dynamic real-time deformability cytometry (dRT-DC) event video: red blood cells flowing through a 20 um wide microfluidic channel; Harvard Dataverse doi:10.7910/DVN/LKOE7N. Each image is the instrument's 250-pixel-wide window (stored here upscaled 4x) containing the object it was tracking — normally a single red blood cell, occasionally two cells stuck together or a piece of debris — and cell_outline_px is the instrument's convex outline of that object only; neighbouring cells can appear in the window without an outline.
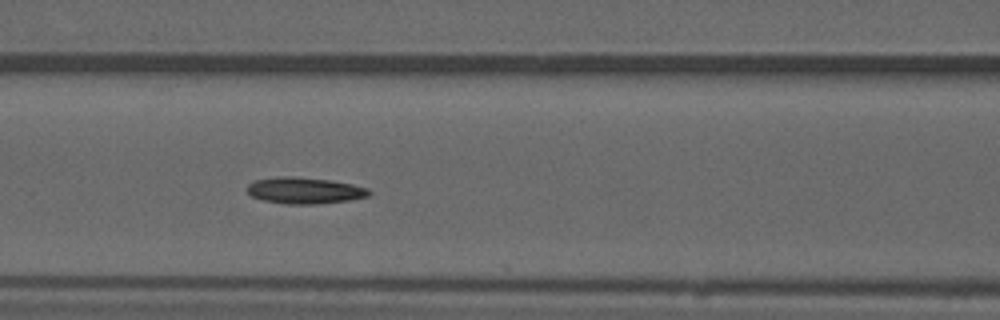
{"species": "common noctule bat (a hibernating species)", "species_latin": "Nyctalus noctula", "temperature_condition": "warm", "stored_images_in_passage": 35, "camera_frame_rate_fps": 3000, "um_per_image_px": 0.085, "animal": {"sex": "male", "forearm_length_mm": 52.5}, "frame": {"image": 1, "passage_image": 11, "time_ms": 3.333, "image_size_px": [1000, 320], "cell_outline_px": [[372, 192], [368, 196], [352, 200], [316, 204], [288, 204], [264, 200], [252, 196], [248, 192], [248, 184], [256, 180], [276, 176], [292, 176], [332, 180], [352, 184], [368, 188]], "centroid_in_image_um": [25.93, 16.19], "position_along_channel_um": 140.7, "area_um2": 18.79}, "authors_computed_cell_mechanics": {"area_um2": 18.1492, "velocity_mm_per_s": 3.8656, "shape_relaxation_time_tau1_ms": null, "shape_relaxation_time_tau2_ms": 7.1643, "deformation_change_tau1": null, "deformation_change_tau2": 0.1488}}